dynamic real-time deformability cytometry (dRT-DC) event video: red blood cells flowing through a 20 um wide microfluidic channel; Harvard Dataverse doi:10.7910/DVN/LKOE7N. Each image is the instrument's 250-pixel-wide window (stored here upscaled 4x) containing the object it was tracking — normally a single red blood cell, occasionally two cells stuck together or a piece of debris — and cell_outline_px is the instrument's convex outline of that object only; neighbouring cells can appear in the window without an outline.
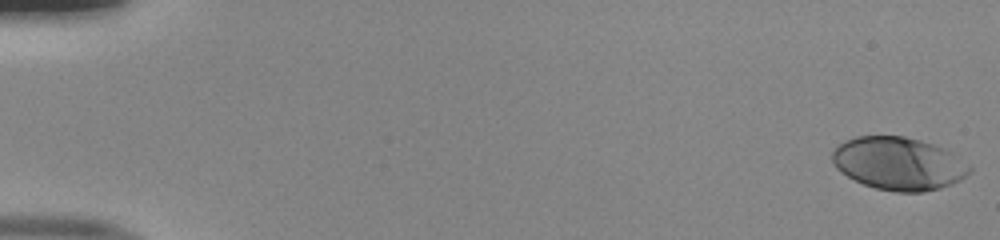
{"species": "human", "species_latin": "Homo sapiens", "temperature_condition": "room temperature", "stored_images_in_passage": 17, "camera_frame_rate_fps": 3000, "um_per_image_px": 0.085, "donor": {"sex": "male"}, "frame": {"image": 1, "passage_image": 1, "time_ms": 0.0, "image_size_px": [1000, 240], "cell_outline_px": [[972, 172], [960, 180], [952, 184], [940, 188], [924, 192], [896, 192], [876, 188], [864, 184], [840, 172], [836, 168], [832, 160], [832, 152], [844, 140], [856, 136], [904, 136], [920, 140], [944, 148], [952, 152], [972, 168]], "centroid_in_image_um": [76.39, 13.9], "position_along_channel_um": 8.6, "area_um2": 42.31}}
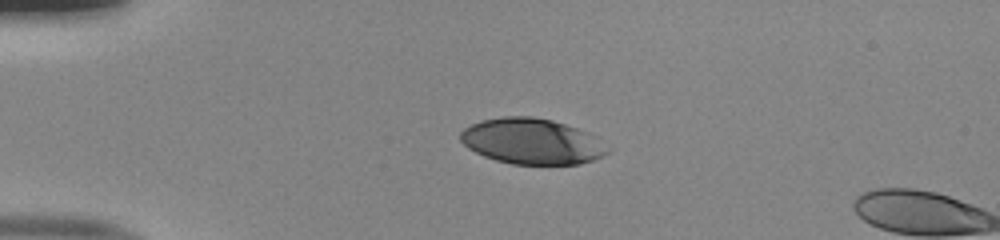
{"frame": {"image": 2, "passage_image": 13, "time_ms": 4.0, "image_size_px": [1000, 240], "cell_outline_px": [[612, 148], [604, 156], [580, 164], [512, 164], [496, 160], [484, 156], [468, 148], [460, 140], [460, 132], [464, 128], [480, 120], [504, 116], [532, 116], [552, 120], [588, 132]], "centroid_in_image_um": [45.22, 12.01], "position_along_channel_um": 39.8, "area_um2": 39.3}}